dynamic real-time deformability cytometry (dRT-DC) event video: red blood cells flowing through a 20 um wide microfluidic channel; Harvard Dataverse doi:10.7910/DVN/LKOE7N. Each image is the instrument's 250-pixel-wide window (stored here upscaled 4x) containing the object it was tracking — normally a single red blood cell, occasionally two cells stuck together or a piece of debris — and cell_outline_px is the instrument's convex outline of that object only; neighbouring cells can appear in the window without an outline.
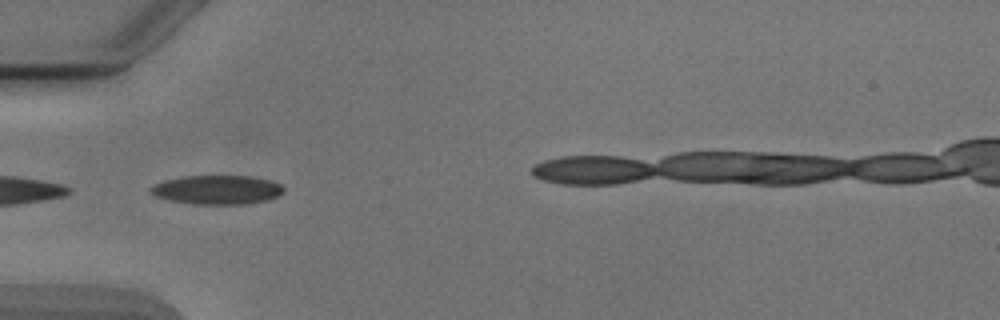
{"species": "Egyptian fruit bat (a non-hibernating species)", "species_latin": "Rousettus aegyptiacus", "temperature_condition": "cold", "stored_images_in_passage": 6, "camera_frame_rate_fps": 3000, "um_per_image_px": 0.085, "animal": {"sex": "male"}, "frame": {"image": 1, "passage_image": 4, "time_ms": 4.333, "image_size_px": [1000, 320], "cell_outline_px": [[284, 192], [268, 200], [244, 204], [192, 204], [168, 200], [156, 196], [148, 188], [152, 184], [164, 180], [184, 176], [252, 176], [268, 180], [280, 184], [284, 188]], "centroid_in_image_um": [18.43, 16.13], "position_along_channel_um": 66.6, "area_um2": 22.54}}
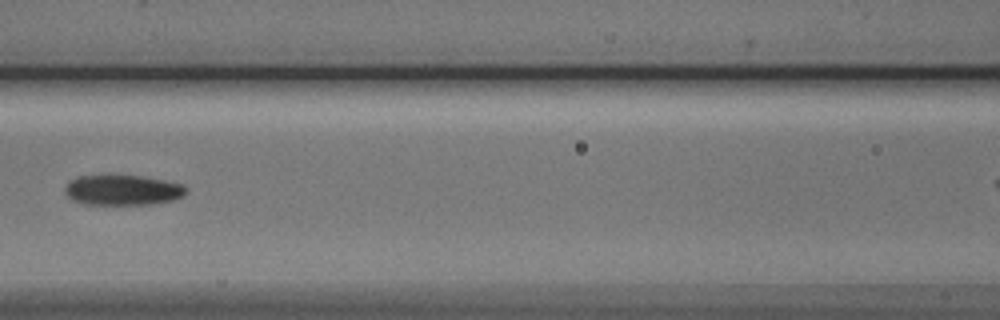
{"frame": {"image": 2, "passage_image": 6, "time_ms": 6.667, "image_size_px": [1000, 320], "cell_outline_px": [[188, 188], [184, 196], [172, 200], [152, 204], [84, 204], [72, 200], [64, 192], [64, 188], [68, 180], [76, 176], [140, 176], [164, 180], [180, 184]], "centroid_in_image_um": [10.39, 16.16], "position_along_channel_um": 156.2, "area_um2": 21.33}}